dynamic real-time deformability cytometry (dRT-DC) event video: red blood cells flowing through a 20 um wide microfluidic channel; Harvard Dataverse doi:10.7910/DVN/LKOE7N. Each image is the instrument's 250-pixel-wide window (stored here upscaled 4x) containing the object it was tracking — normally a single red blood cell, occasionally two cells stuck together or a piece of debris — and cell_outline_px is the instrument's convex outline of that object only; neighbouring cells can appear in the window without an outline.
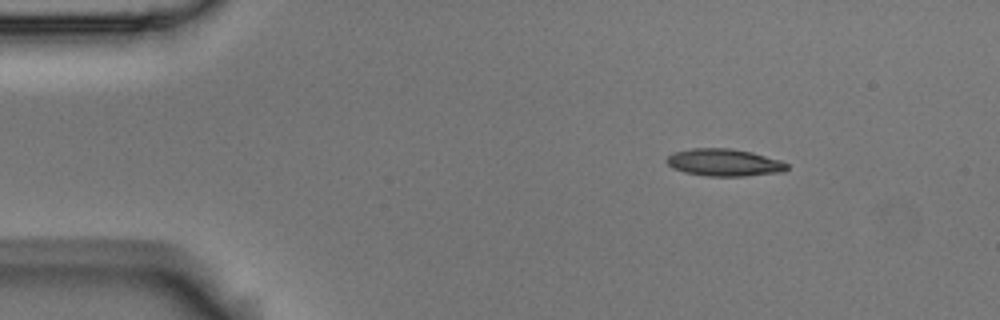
{"species": "Egyptian fruit bat (a non-hibernating species)", "species_latin": "Rousettus aegyptiacus", "temperature_condition": "room temperature", "stored_images_in_passage": 7, "camera_frame_rate_fps": 3000, "um_per_image_px": 0.085, "animal": {"sex": "male"}, "frame": {"image": 1, "passage_image": 1, "time_ms": 0.0, "image_size_px": [1000, 320], "cell_outline_px": [[788, 168], [784, 172], [744, 176], [704, 176], [684, 172], [672, 168], [664, 160], [668, 156], [676, 152], [692, 148], [728, 148], [752, 152], [780, 160], [788, 164]], "centroid_in_image_um": [61.55, 13.82], "position_along_channel_um": 23.4, "area_um2": 19.19}}
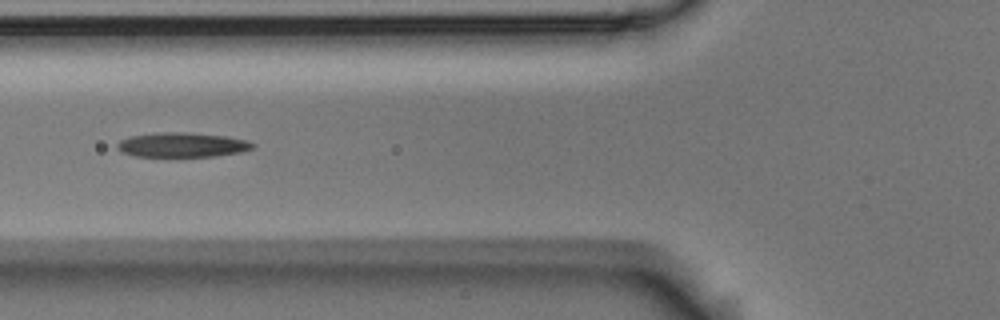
{"frame": {"image": 2, "passage_image": 5, "time_ms": 1.333, "image_size_px": [1000, 320], "cell_outline_px": [[256, 148], [240, 152], [216, 156], [136, 156], [120, 152], [116, 148], [116, 144], [120, 140], [128, 136], [160, 132], [184, 132], [224, 136], [244, 140], [256, 144]], "centroid_in_image_um": [15.45, 12.31], "position_along_channel_um": 110.4, "area_um2": 19.42}}
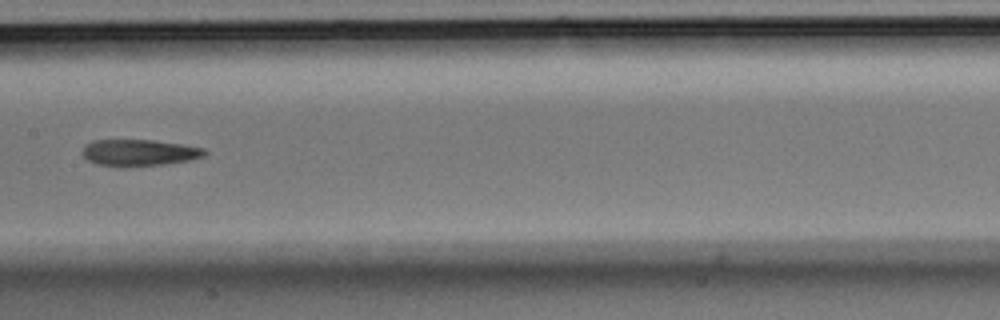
{"frame": {"image": 3, "passage_image": 7, "time_ms": 2.0, "image_size_px": [1000, 320], "cell_outline_px": [[208, 152], [204, 156], [188, 160], [164, 164], [128, 168], [120, 168], [96, 164], [88, 160], [84, 156], [84, 144], [92, 140], [152, 140], [180, 144], [204, 148]], "centroid_in_image_um": [11.8, 13.0], "position_along_channel_um": 195.6, "area_um2": 19.13}}